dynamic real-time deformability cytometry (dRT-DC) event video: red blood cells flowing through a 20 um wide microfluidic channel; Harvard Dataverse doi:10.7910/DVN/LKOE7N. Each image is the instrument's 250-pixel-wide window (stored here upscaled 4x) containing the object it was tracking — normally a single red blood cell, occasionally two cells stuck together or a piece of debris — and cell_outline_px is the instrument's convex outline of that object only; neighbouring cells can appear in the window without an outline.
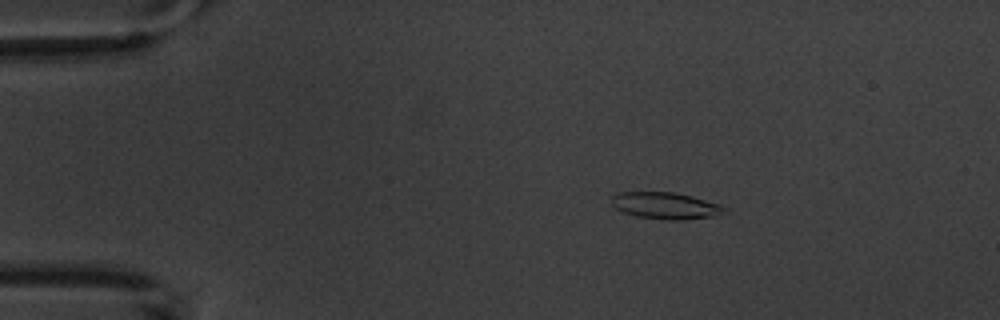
{"species": "common noctule bat (a hibernating species)", "species_latin": "Nyctalus noctula", "temperature_condition": "warm", "stored_images_in_passage": 4, "camera_frame_rate_fps": 3000, "um_per_image_px": 0.085, "animal": {"sex": "male", "body_mass_g": 20.1, "forearm_length_mm": 53.5}, "frame": {"image": 1, "passage_image": 2, "time_ms": 1.333, "image_size_px": [1000, 320], "cell_outline_px": [[728, 208], [724, 212], [712, 216], [680, 220], [664, 220], [636, 216], [624, 212], [616, 208], [612, 204], [612, 196], [616, 192], [672, 192], [692, 196], [720, 204]], "centroid_in_image_um": [56.56, 17.48], "position_along_channel_um": 28.4, "area_um2": 17.51}}